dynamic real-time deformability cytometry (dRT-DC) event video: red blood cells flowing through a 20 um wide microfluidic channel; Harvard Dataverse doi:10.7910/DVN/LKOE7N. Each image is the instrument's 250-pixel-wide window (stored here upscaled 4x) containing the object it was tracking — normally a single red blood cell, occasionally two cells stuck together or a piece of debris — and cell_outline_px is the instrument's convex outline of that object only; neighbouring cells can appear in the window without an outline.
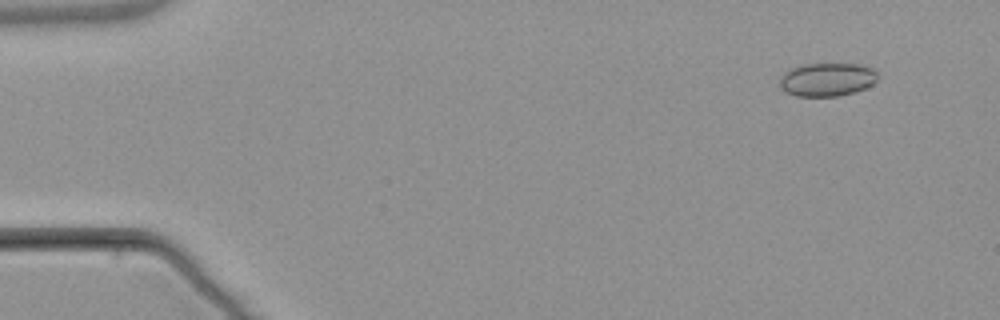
{"species": "common noctule bat (a hibernating species)", "species_latin": "Nyctalus noctula", "temperature_condition": "warm", "stored_images_in_passage": 5, "camera_frame_rate_fps": 3000, "um_per_image_px": 0.085, "animal": {"sex": "male", "body_mass_g": 21.5, "forearm_length_mm": 52.0}, "frame": {"image": 1, "passage_image": 2, "time_ms": 1.333, "image_size_px": [1000, 320], "cell_outline_px": [[876, 80], [872, 84], [864, 88], [852, 92], [836, 96], [796, 96], [784, 92], [780, 88], [780, 80], [784, 72], [788, 68], [800, 64], [856, 64], [872, 68], [876, 72]], "centroid_in_image_um": [70.23, 6.75], "position_along_channel_um": 14.8, "area_um2": 19.02}}
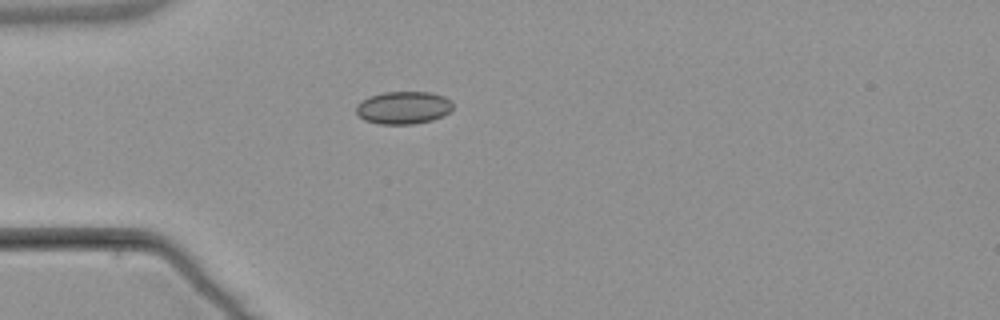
{"frame": {"image": 2, "passage_image": 4, "time_ms": 5.0, "image_size_px": [1000, 320], "cell_outline_px": [[452, 108], [448, 112], [432, 120], [412, 124], [380, 124], [364, 120], [356, 112], [356, 104], [360, 100], [368, 96], [384, 92], [428, 92], [444, 96], [452, 100]], "centroid_in_image_um": [34.25, 9.14], "position_along_channel_um": 50.8, "area_um2": 18.44}}